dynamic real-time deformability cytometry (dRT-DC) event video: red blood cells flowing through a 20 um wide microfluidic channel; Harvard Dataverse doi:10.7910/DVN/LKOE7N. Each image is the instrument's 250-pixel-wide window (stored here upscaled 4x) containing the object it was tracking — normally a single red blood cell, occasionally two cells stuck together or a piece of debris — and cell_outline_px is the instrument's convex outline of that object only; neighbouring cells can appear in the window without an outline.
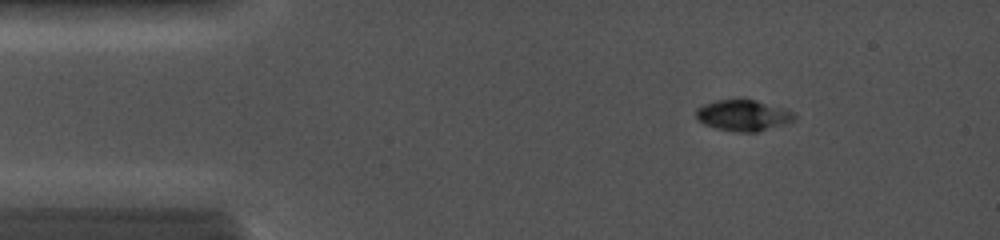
{"species": "common noctule bat (a hibernating species)", "species_latin": "Nyctalus noctula", "temperature_condition": "cold", "stored_images_in_passage": 11, "camera_frame_rate_fps": 5000, "um_per_image_px": 0.085, "animal": {"sex": "female", "body_mass_g": 19.0, "forearm_length_mm": 56.7}, "frame": {"image": 1, "passage_image": 4, "time_ms": 1.4, "image_size_px": [1000, 240], "cell_outline_px": [[796, 120], [784, 124], [756, 132], [736, 132], [716, 128], [704, 124], [696, 116], [696, 108], [704, 104], [716, 100], [740, 96], [744, 96], [784, 108], [792, 112], [796, 116]], "centroid_in_image_um": [63.17, 9.76], "position_along_channel_um": 21.8, "area_um2": 18.32}}
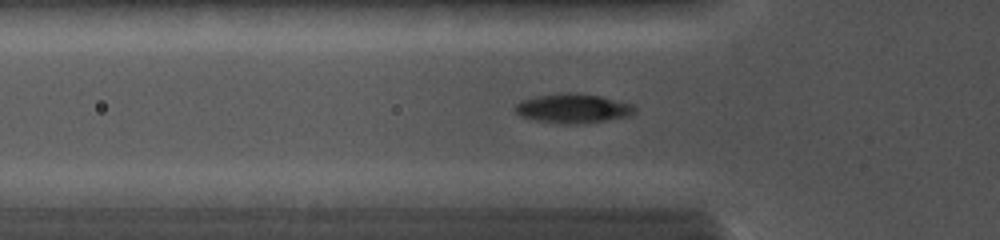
{"frame": {"image": 2, "passage_image": 10, "time_ms": 4.2, "image_size_px": [1000, 240], "cell_outline_px": [[636, 112], [628, 116], [604, 120], [576, 124], [560, 124], [536, 120], [520, 116], [516, 112], [516, 104], [520, 100], [536, 96], [568, 92], [576, 92], [600, 96], [632, 104], [636, 108]], "centroid_in_image_um": [48.69, 9.21], "position_along_channel_um": 77.1, "area_um2": 20.35}}